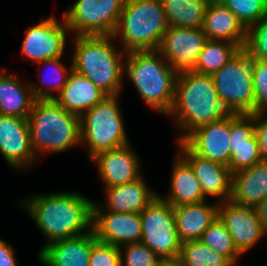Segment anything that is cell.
Returning <instances> with one entry per match:
<instances>
[{
	"instance_id": "obj_1",
	"label": "cell",
	"mask_w": 267,
	"mask_h": 266,
	"mask_svg": "<svg viewBox=\"0 0 267 266\" xmlns=\"http://www.w3.org/2000/svg\"><path fill=\"white\" fill-rule=\"evenodd\" d=\"M47 239L46 245L92 232L94 200L78 192H54L20 201Z\"/></svg>"
},
{
	"instance_id": "obj_2",
	"label": "cell",
	"mask_w": 267,
	"mask_h": 266,
	"mask_svg": "<svg viewBox=\"0 0 267 266\" xmlns=\"http://www.w3.org/2000/svg\"><path fill=\"white\" fill-rule=\"evenodd\" d=\"M228 114L219 100L211 75L193 71L178 74L175 99L168 114L175 118L182 131L178 142L197 127L218 121Z\"/></svg>"
},
{
	"instance_id": "obj_3",
	"label": "cell",
	"mask_w": 267,
	"mask_h": 266,
	"mask_svg": "<svg viewBox=\"0 0 267 266\" xmlns=\"http://www.w3.org/2000/svg\"><path fill=\"white\" fill-rule=\"evenodd\" d=\"M113 40V35L74 36L71 57L72 69L91 80L107 96L120 94L127 54L123 49L119 51Z\"/></svg>"
},
{
	"instance_id": "obj_4",
	"label": "cell",
	"mask_w": 267,
	"mask_h": 266,
	"mask_svg": "<svg viewBox=\"0 0 267 266\" xmlns=\"http://www.w3.org/2000/svg\"><path fill=\"white\" fill-rule=\"evenodd\" d=\"M125 57L124 75L130 78L143 101L168 115L174 103L179 73L158 50L128 52Z\"/></svg>"
},
{
	"instance_id": "obj_5",
	"label": "cell",
	"mask_w": 267,
	"mask_h": 266,
	"mask_svg": "<svg viewBox=\"0 0 267 266\" xmlns=\"http://www.w3.org/2000/svg\"><path fill=\"white\" fill-rule=\"evenodd\" d=\"M28 122L36 157L40 153H59L81 147L80 117L66 111L54 99L36 100Z\"/></svg>"
},
{
	"instance_id": "obj_6",
	"label": "cell",
	"mask_w": 267,
	"mask_h": 266,
	"mask_svg": "<svg viewBox=\"0 0 267 266\" xmlns=\"http://www.w3.org/2000/svg\"><path fill=\"white\" fill-rule=\"evenodd\" d=\"M168 27L161 0H126L113 37L122 38L126 53L158 50Z\"/></svg>"
},
{
	"instance_id": "obj_7",
	"label": "cell",
	"mask_w": 267,
	"mask_h": 266,
	"mask_svg": "<svg viewBox=\"0 0 267 266\" xmlns=\"http://www.w3.org/2000/svg\"><path fill=\"white\" fill-rule=\"evenodd\" d=\"M257 59L245 47L221 69L211 74L220 102L229 113L255 114L253 75Z\"/></svg>"
},
{
	"instance_id": "obj_8",
	"label": "cell",
	"mask_w": 267,
	"mask_h": 266,
	"mask_svg": "<svg viewBox=\"0 0 267 266\" xmlns=\"http://www.w3.org/2000/svg\"><path fill=\"white\" fill-rule=\"evenodd\" d=\"M118 97L106 96L80 116L81 146H88L90 159L99 152L129 144Z\"/></svg>"
},
{
	"instance_id": "obj_9",
	"label": "cell",
	"mask_w": 267,
	"mask_h": 266,
	"mask_svg": "<svg viewBox=\"0 0 267 266\" xmlns=\"http://www.w3.org/2000/svg\"><path fill=\"white\" fill-rule=\"evenodd\" d=\"M141 243L148 246L163 261L178 260L181 240L176 228L174 208L159 196L141 213Z\"/></svg>"
},
{
	"instance_id": "obj_10",
	"label": "cell",
	"mask_w": 267,
	"mask_h": 266,
	"mask_svg": "<svg viewBox=\"0 0 267 266\" xmlns=\"http://www.w3.org/2000/svg\"><path fill=\"white\" fill-rule=\"evenodd\" d=\"M126 0H77L62 15L74 36L113 35Z\"/></svg>"
},
{
	"instance_id": "obj_11",
	"label": "cell",
	"mask_w": 267,
	"mask_h": 266,
	"mask_svg": "<svg viewBox=\"0 0 267 266\" xmlns=\"http://www.w3.org/2000/svg\"><path fill=\"white\" fill-rule=\"evenodd\" d=\"M68 29L64 17L61 23L54 16L26 28L21 46L22 55L33 62L62 57Z\"/></svg>"
},
{
	"instance_id": "obj_12",
	"label": "cell",
	"mask_w": 267,
	"mask_h": 266,
	"mask_svg": "<svg viewBox=\"0 0 267 266\" xmlns=\"http://www.w3.org/2000/svg\"><path fill=\"white\" fill-rule=\"evenodd\" d=\"M206 40L202 27L191 29L169 26L158 51L178 73L192 71Z\"/></svg>"
},
{
	"instance_id": "obj_13",
	"label": "cell",
	"mask_w": 267,
	"mask_h": 266,
	"mask_svg": "<svg viewBox=\"0 0 267 266\" xmlns=\"http://www.w3.org/2000/svg\"><path fill=\"white\" fill-rule=\"evenodd\" d=\"M230 113L191 131L182 142L196 155L228 166L230 160Z\"/></svg>"
},
{
	"instance_id": "obj_14",
	"label": "cell",
	"mask_w": 267,
	"mask_h": 266,
	"mask_svg": "<svg viewBox=\"0 0 267 266\" xmlns=\"http://www.w3.org/2000/svg\"><path fill=\"white\" fill-rule=\"evenodd\" d=\"M0 153L11 167L20 170L37 162L28 119L0 114Z\"/></svg>"
},
{
	"instance_id": "obj_15",
	"label": "cell",
	"mask_w": 267,
	"mask_h": 266,
	"mask_svg": "<svg viewBox=\"0 0 267 266\" xmlns=\"http://www.w3.org/2000/svg\"><path fill=\"white\" fill-rule=\"evenodd\" d=\"M219 218L226 225L237 250L244 254L267 232L254 207L242 206L231 200L219 203Z\"/></svg>"
},
{
	"instance_id": "obj_16",
	"label": "cell",
	"mask_w": 267,
	"mask_h": 266,
	"mask_svg": "<svg viewBox=\"0 0 267 266\" xmlns=\"http://www.w3.org/2000/svg\"><path fill=\"white\" fill-rule=\"evenodd\" d=\"M177 143L180 148L178 153L193 168L204 197H216L219 203L230 200L233 174L230 168L196 155L182 141Z\"/></svg>"
},
{
	"instance_id": "obj_17",
	"label": "cell",
	"mask_w": 267,
	"mask_h": 266,
	"mask_svg": "<svg viewBox=\"0 0 267 266\" xmlns=\"http://www.w3.org/2000/svg\"><path fill=\"white\" fill-rule=\"evenodd\" d=\"M230 160L228 167L234 173L252 167L263 159L255 135L252 114L230 113Z\"/></svg>"
},
{
	"instance_id": "obj_18",
	"label": "cell",
	"mask_w": 267,
	"mask_h": 266,
	"mask_svg": "<svg viewBox=\"0 0 267 266\" xmlns=\"http://www.w3.org/2000/svg\"><path fill=\"white\" fill-rule=\"evenodd\" d=\"M92 231L97 240L117 247L140 242V213L93 211Z\"/></svg>"
},
{
	"instance_id": "obj_19",
	"label": "cell",
	"mask_w": 267,
	"mask_h": 266,
	"mask_svg": "<svg viewBox=\"0 0 267 266\" xmlns=\"http://www.w3.org/2000/svg\"><path fill=\"white\" fill-rule=\"evenodd\" d=\"M90 160L97 165L105 189L132 182L142 176L141 162L130 144L99 152Z\"/></svg>"
},
{
	"instance_id": "obj_20",
	"label": "cell",
	"mask_w": 267,
	"mask_h": 266,
	"mask_svg": "<svg viewBox=\"0 0 267 266\" xmlns=\"http://www.w3.org/2000/svg\"><path fill=\"white\" fill-rule=\"evenodd\" d=\"M159 194L153 192L143 175L129 183L106 188V203L94 201L93 211L141 213Z\"/></svg>"
},
{
	"instance_id": "obj_21",
	"label": "cell",
	"mask_w": 267,
	"mask_h": 266,
	"mask_svg": "<svg viewBox=\"0 0 267 266\" xmlns=\"http://www.w3.org/2000/svg\"><path fill=\"white\" fill-rule=\"evenodd\" d=\"M202 29L207 39L228 41L245 47L247 28L218 0H210L203 20Z\"/></svg>"
},
{
	"instance_id": "obj_22",
	"label": "cell",
	"mask_w": 267,
	"mask_h": 266,
	"mask_svg": "<svg viewBox=\"0 0 267 266\" xmlns=\"http://www.w3.org/2000/svg\"><path fill=\"white\" fill-rule=\"evenodd\" d=\"M176 228L181 242L200 240L202 234L219 216V203L207 201L173 206Z\"/></svg>"
},
{
	"instance_id": "obj_23",
	"label": "cell",
	"mask_w": 267,
	"mask_h": 266,
	"mask_svg": "<svg viewBox=\"0 0 267 266\" xmlns=\"http://www.w3.org/2000/svg\"><path fill=\"white\" fill-rule=\"evenodd\" d=\"M91 232L44 245L39 261L45 266H89Z\"/></svg>"
},
{
	"instance_id": "obj_24",
	"label": "cell",
	"mask_w": 267,
	"mask_h": 266,
	"mask_svg": "<svg viewBox=\"0 0 267 266\" xmlns=\"http://www.w3.org/2000/svg\"><path fill=\"white\" fill-rule=\"evenodd\" d=\"M106 96L91 80L72 69L66 85L54 100L69 113L80 117Z\"/></svg>"
},
{
	"instance_id": "obj_25",
	"label": "cell",
	"mask_w": 267,
	"mask_h": 266,
	"mask_svg": "<svg viewBox=\"0 0 267 266\" xmlns=\"http://www.w3.org/2000/svg\"><path fill=\"white\" fill-rule=\"evenodd\" d=\"M267 197V160L232 174L230 200L242 206L255 207Z\"/></svg>"
},
{
	"instance_id": "obj_26",
	"label": "cell",
	"mask_w": 267,
	"mask_h": 266,
	"mask_svg": "<svg viewBox=\"0 0 267 266\" xmlns=\"http://www.w3.org/2000/svg\"><path fill=\"white\" fill-rule=\"evenodd\" d=\"M35 98L31 84L20 83L17 76L0 71V114L28 119Z\"/></svg>"
},
{
	"instance_id": "obj_27",
	"label": "cell",
	"mask_w": 267,
	"mask_h": 266,
	"mask_svg": "<svg viewBox=\"0 0 267 266\" xmlns=\"http://www.w3.org/2000/svg\"><path fill=\"white\" fill-rule=\"evenodd\" d=\"M176 156L171 172L170 194L165 199L161 195L158 196L172 206L208 201L191 165L179 153Z\"/></svg>"
},
{
	"instance_id": "obj_28",
	"label": "cell",
	"mask_w": 267,
	"mask_h": 266,
	"mask_svg": "<svg viewBox=\"0 0 267 266\" xmlns=\"http://www.w3.org/2000/svg\"><path fill=\"white\" fill-rule=\"evenodd\" d=\"M169 26L200 28L210 0H161Z\"/></svg>"
},
{
	"instance_id": "obj_29",
	"label": "cell",
	"mask_w": 267,
	"mask_h": 266,
	"mask_svg": "<svg viewBox=\"0 0 267 266\" xmlns=\"http://www.w3.org/2000/svg\"><path fill=\"white\" fill-rule=\"evenodd\" d=\"M239 48L228 41L207 39L192 71L211 75L228 63Z\"/></svg>"
},
{
	"instance_id": "obj_30",
	"label": "cell",
	"mask_w": 267,
	"mask_h": 266,
	"mask_svg": "<svg viewBox=\"0 0 267 266\" xmlns=\"http://www.w3.org/2000/svg\"><path fill=\"white\" fill-rule=\"evenodd\" d=\"M178 261L183 266H234L226 256L199 240L183 242Z\"/></svg>"
},
{
	"instance_id": "obj_31",
	"label": "cell",
	"mask_w": 267,
	"mask_h": 266,
	"mask_svg": "<svg viewBox=\"0 0 267 266\" xmlns=\"http://www.w3.org/2000/svg\"><path fill=\"white\" fill-rule=\"evenodd\" d=\"M60 59L61 57H57L38 62V64H48L49 68H47L50 69L51 74L50 76H47L49 80L44 77H40L41 83L48 89L44 86H40L38 84L36 85L31 82V89L37 100L54 99V91L56 90V92L60 93L63 87L66 85L69 74L72 71V63L70 62V70H68V68L63 63H61Z\"/></svg>"
},
{
	"instance_id": "obj_32",
	"label": "cell",
	"mask_w": 267,
	"mask_h": 266,
	"mask_svg": "<svg viewBox=\"0 0 267 266\" xmlns=\"http://www.w3.org/2000/svg\"><path fill=\"white\" fill-rule=\"evenodd\" d=\"M199 241L217 253L226 256L234 265H237L236 263L242 255L237 250L233 238L219 216L202 234Z\"/></svg>"
},
{
	"instance_id": "obj_33",
	"label": "cell",
	"mask_w": 267,
	"mask_h": 266,
	"mask_svg": "<svg viewBox=\"0 0 267 266\" xmlns=\"http://www.w3.org/2000/svg\"><path fill=\"white\" fill-rule=\"evenodd\" d=\"M248 29L267 15V0H218Z\"/></svg>"
},
{
	"instance_id": "obj_34",
	"label": "cell",
	"mask_w": 267,
	"mask_h": 266,
	"mask_svg": "<svg viewBox=\"0 0 267 266\" xmlns=\"http://www.w3.org/2000/svg\"><path fill=\"white\" fill-rule=\"evenodd\" d=\"M124 249V252H123ZM121 266H160L164 261L141 242L119 247Z\"/></svg>"
},
{
	"instance_id": "obj_35",
	"label": "cell",
	"mask_w": 267,
	"mask_h": 266,
	"mask_svg": "<svg viewBox=\"0 0 267 266\" xmlns=\"http://www.w3.org/2000/svg\"><path fill=\"white\" fill-rule=\"evenodd\" d=\"M89 266H121L119 247L97 240L92 231Z\"/></svg>"
},
{
	"instance_id": "obj_36",
	"label": "cell",
	"mask_w": 267,
	"mask_h": 266,
	"mask_svg": "<svg viewBox=\"0 0 267 266\" xmlns=\"http://www.w3.org/2000/svg\"><path fill=\"white\" fill-rule=\"evenodd\" d=\"M245 48L257 60H267V15L247 29Z\"/></svg>"
},
{
	"instance_id": "obj_37",
	"label": "cell",
	"mask_w": 267,
	"mask_h": 266,
	"mask_svg": "<svg viewBox=\"0 0 267 266\" xmlns=\"http://www.w3.org/2000/svg\"><path fill=\"white\" fill-rule=\"evenodd\" d=\"M252 81L256 99L255 114L267 113V60H257Z\"/></svg>"
},
{
	"instance_id": "obj_38",
	"label": "cell",
	"mask_w": 267,
	"mask_h": 266,
	"mask_svg": "<svg viewBox=\"0 0 267 266\" xmlns=\"http://www.w3.org/2000/svg\"><path fill=\"white\" fill-rule=\"evenodd\" d=\"M252 115L255 119V135L258 140L260 155L263 160H267V115L265 112Z\"/></svg>"
},
{
	"instance_id": "obj_39",
	"label": "cell",
	"mask_w": 267,
	"mask_h": 266,
	"mask_svg": "<svg viewBox=\"0 0 267 266\" xmlns=\"http://www.w3.org/2000/svg\"><path fill=\"white\" fill-rule=\"evenodd\" d=\"M14 252L12 245L0 239V266H18Z\"/></svg>"
},
{
	"instance_id": "obj_40",
	"label": "cell",
	"mask_w": 267,
	"mask_h": 266,
	"mask_svg": "<svg viewBox=\"0 0 267 266\" xmlns=\"http://www.w3.org/2000/svg\"><path fill=\"white\" fill-rule=\"evenodd\" d=\"M254 208L264 230L267 232V197L258 203Z\"/></svg>"
},
{
	"instance_id": "obj_41",
	"label": "cell",
	"mask_w": 267,
	"mask_h": 266,
	"mask_svg": "<svg viewBox=\"0 0 267 266\" xmlns=\"http://www.w3.org/2000/svg\"><path fill=\"white\" fill-rule=\"evenodd\" d=\"M160 266H183L178 260L164 261Z\"/></svg>"
}]
</instances>
